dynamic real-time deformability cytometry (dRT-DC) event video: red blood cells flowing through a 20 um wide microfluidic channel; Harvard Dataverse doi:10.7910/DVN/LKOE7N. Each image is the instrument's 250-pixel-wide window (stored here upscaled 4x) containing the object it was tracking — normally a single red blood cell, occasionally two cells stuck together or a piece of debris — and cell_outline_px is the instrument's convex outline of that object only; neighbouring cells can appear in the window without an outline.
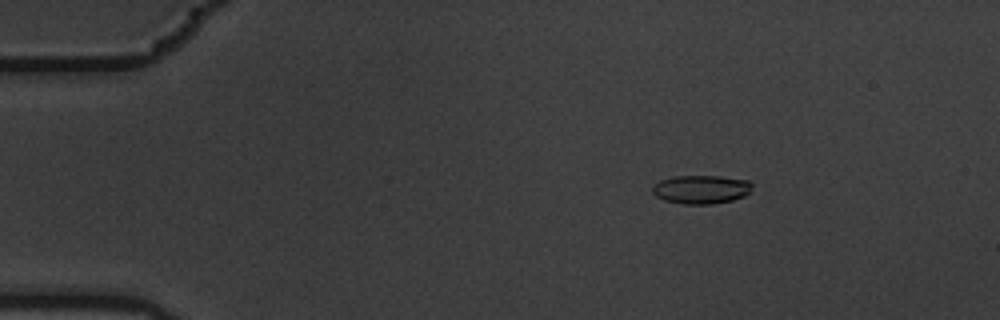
{"species": "common noctule bat (a hibernating species)", "species_latin": "Nyctalus noctula", "temperature_condition": "warm", "stored_images_in_passage": 6, "camera_frame_rate_fps": 3000, "um_per_image_px": 0.085, "animal": {"sex": "male", "body_mass_g": 19.5, "forearm_length_mm": 54.6}, "frame": {"image": 1, "passage_image": 1, "time_ms": 0.0, "image_size_px": [1000, 320], "cell_outline_px": [[752, 192], [744, 196], [732, 200], [712, 204], [684, 204], [664, 200], [656, 196], [652, 192], [652, 184], [660, 180], [672, 176], [720, 176], [748, 180], [752, 184]], "centroid_in_image_um": [59.59, 16.09], "position_along_channel_um": 25.4, "area_um2": 16.82}}
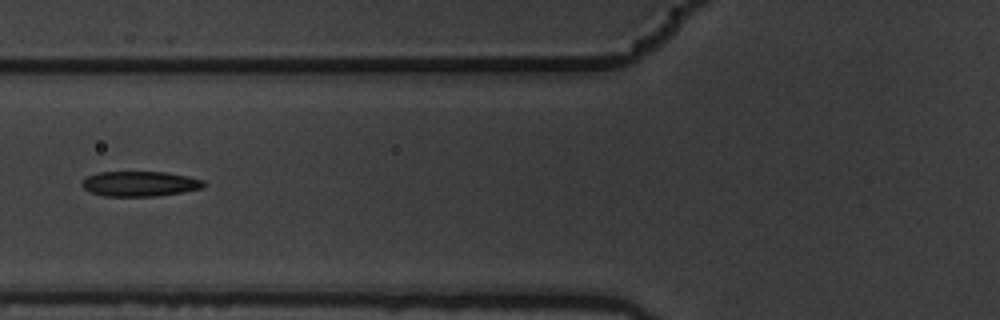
{"frame": {"image": 2, "passage_image": 5, "time_ms": 1.333, "image_size_px": [1000, 320], "cell_outline_px": [[208, 184], [204, 188], [156, 196], [104, 196], [88, 192], [80, 184], [88, 176], [96, 172], [164, 172], [188, 176], [204, 180]], "centroid_in_image_um": [11.9, 15.62], "position_along_channel_um": 113.9, "area_um2": 17.92}}
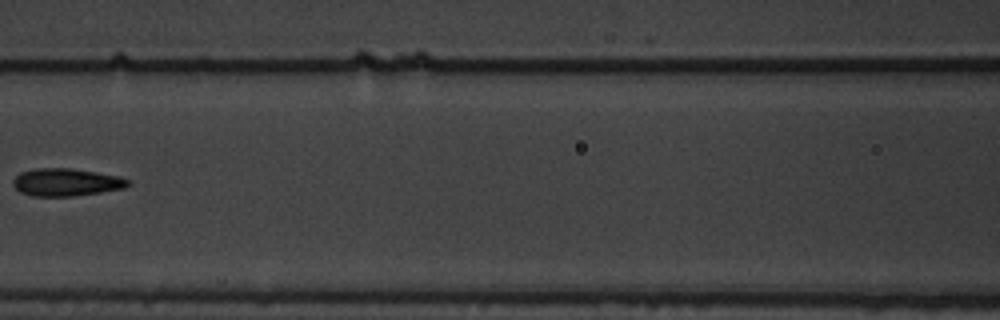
{"frame": {"image": 3, "passage_image": 6, "time_ms": 1.667, "image_size_px": [1000, 320], "cell_outline_px": [[132, 184], [124, 188], [100, 192], [72, 196], [32, 196], [20, 192], [12, 184], [12, 180], [20, 172], [36, 168], [72, 168], [120, 176], [128, 180]], "centroid_in_image_um": [5.62, 15.48], "position_along_channel_um": 161.0, "area_um2": 18.55}}